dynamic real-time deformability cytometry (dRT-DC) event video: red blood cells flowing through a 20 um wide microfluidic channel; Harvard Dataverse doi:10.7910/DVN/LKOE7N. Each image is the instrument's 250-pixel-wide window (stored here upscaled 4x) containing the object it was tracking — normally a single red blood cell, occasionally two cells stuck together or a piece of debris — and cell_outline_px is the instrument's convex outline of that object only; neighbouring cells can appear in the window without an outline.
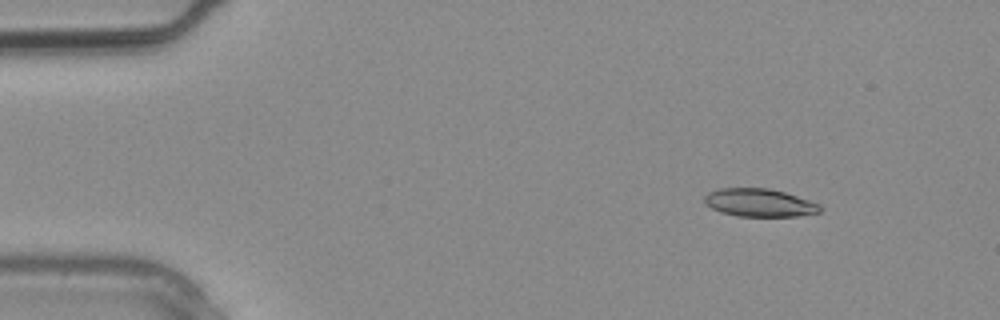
{"species": "common noctule bat (a hibernating species)", "species_latin": "Nyctalus noctula", "temperature_condition": "warm", "stored_images_in_passage": 3, "segment_of_instrument_passage": [2, 2], "camera_frame_rate_fps": 3000, "um_per_image_px": 0.085, "animal": {"sex": "male", "body_mass_g": 20.4}, "frame": {"image": 1, "passage_image": 3, "time_ms": 0.667, "image_size_px": [1000, 320], "cell_outline_px": [[824, 208], [820, 212], [796, 216], [736, 216], [720, 212], [704, 204], [704, 196], [708, 192], [720, 188], [768, 188], [784, 192], [820, 204]], "centroid_in_image_um": [64.53, 17.23], "position_along_channel_um": 20.5, "area_um2": 18.9}}